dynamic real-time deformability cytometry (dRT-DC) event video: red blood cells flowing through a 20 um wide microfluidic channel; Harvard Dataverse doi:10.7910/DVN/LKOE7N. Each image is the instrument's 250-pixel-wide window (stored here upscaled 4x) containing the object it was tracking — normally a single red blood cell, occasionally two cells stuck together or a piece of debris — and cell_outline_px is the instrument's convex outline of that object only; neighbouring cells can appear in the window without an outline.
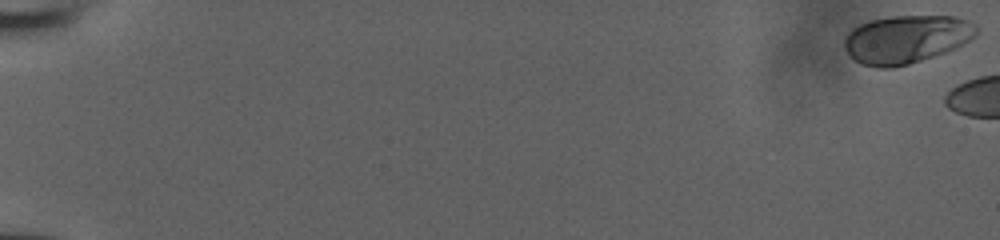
{"species": "human", "species_latin": "Homo sapiens", "temperature_condition": "room temperature", "stored_images_in_passage": 6, "camera_frame_rate_fps": 3000, "um_per_image_px": 0.085, "donor": {"sex": "male"}, "frame": {"image": 1, "passage_image": 1, "time_ms": 0.0, "image_size_px": [1000, 240], "cell_outline_px": [[980, 32], [976, 36], [956, 48], [908, 64], [892, 68], [876, 68], [860, 64], [844, 48], [844, 40], [848, 32], [852, 28], [860, 24], [872, 20], [892, 16], [952, 16], [968, 20], [976, 24], [980, 28]], "centroid_in_image_um": [77.06, 3.33], "position_along_channel_um": 7.9, "area_um2": 37.11}}